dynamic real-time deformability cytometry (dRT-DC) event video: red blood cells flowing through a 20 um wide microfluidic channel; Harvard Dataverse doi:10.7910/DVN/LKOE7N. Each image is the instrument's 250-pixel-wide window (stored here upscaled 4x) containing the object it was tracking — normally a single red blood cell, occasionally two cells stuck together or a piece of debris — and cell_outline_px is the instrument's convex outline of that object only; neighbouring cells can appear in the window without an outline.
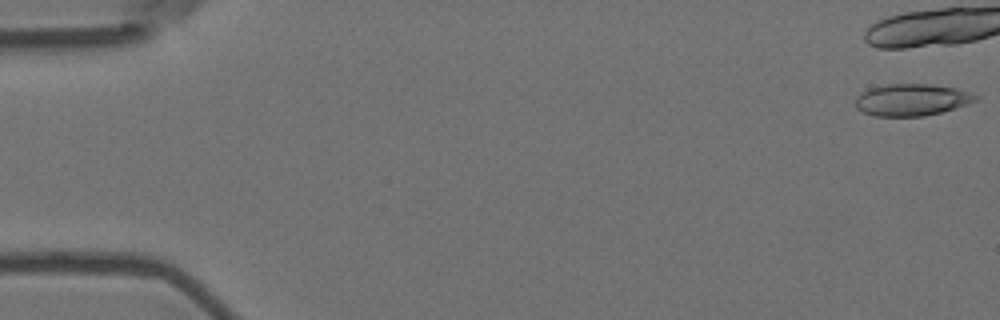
{"species": "Egyptian fruit bat (a non-hibernating species)", "species_latin": "Rousettus aegyptiacus", "temperature_condition": "room temperature", "stored_images_in_passage": 11, "camera_frame_rate_fps": 3000, "um_per_image_px": 0.085, "animal": {"sex": "female"}, "frame": {"image": 1, "passage_image": 1, "time_ms": 0.0, "image_size_px": [1000, 320], "cell_outline_px": [[980, 96], [976, 100], [940, 112], [924, 116], [872, 116], [860, 112], [856, 108], [856, 96], [868, 88], [888, 84], [932, 84], [956, 88]], "centroid_in_image_um": [77.42, 8.48], "position_along_channel_um": 7.6, "area_um2": 22.25}}